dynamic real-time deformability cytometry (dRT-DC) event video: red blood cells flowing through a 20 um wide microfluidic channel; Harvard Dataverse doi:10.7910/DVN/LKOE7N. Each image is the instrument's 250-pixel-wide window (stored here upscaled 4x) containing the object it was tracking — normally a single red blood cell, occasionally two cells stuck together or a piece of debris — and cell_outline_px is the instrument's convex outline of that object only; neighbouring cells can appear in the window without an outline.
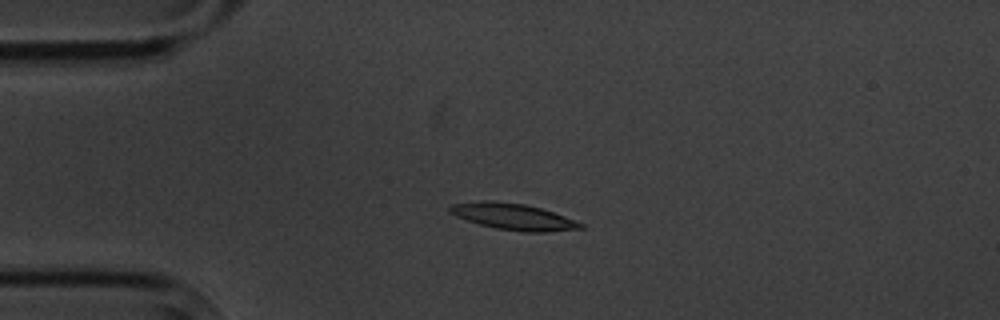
{"species": "common noctule bat (a hibernating species)", "species_latin": "Nyctalus noctula", "temperature_condition": "cold", "stored_images_in_passage": 5, "camera_frame_rate_fps": 3000, "um_per_image_px": 0.085, "animal": {"sex": "male", "body_mass_g": 20.1, "forearm_length_mm": 53.5}, "frame": {"image": 1, "passage_image": 4, "time_ms": 3.667, "image_size_px": [1000, 320], "cell_outline_px": [[584, 228], [544, 232], [520, 232], [496, 228], [480, 224], [456, 216], [448, 212], [448, 208], [452, 204], [480, 200], [492, 200], [524, 204], [540, 208], [564, 216], [584, 224]], "centroid_in_image_um": [43.6, 18.41], "position_along_channel_um": 41.4, "area_um2": 20.0}}